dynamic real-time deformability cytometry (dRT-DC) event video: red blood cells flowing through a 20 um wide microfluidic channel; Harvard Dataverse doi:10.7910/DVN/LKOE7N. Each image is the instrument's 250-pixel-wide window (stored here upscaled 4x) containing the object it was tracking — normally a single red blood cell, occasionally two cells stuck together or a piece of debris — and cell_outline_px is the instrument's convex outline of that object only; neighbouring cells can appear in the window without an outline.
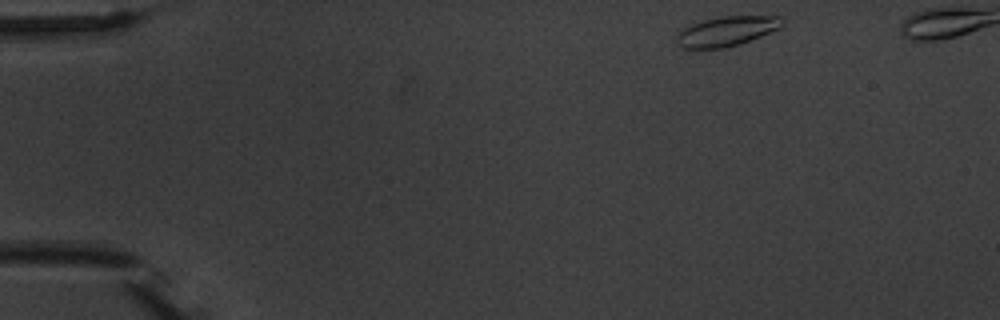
{"species": "common noctule bat (a hibernating species)", "species_latin": "Nyctalus noctula", "temperature_condition": "warm", "stored_images_in_passage": 5, "camera_frame_rate_fps": 3000, "um_per_image_px": 0.085, "animal": {"sex": "male", "body_mass_g": 20.1, "forearm_length_mm": 53.5}, "frame": {"image": 1, "passage_image": 1, "time_ms": 0.0, "image_size_px": [1000, 320], "cell_outline_px": [[784, 24], [780, 28], [740, 44], [724, 48], [680, 48], [676, 40], [676, 36], [684, 28], [692, 24], [704, 20], [724, 16], [784, 16]], "centroid_in_image_um": [61.8, 2.65], "position_along_channel_um": 23.2, "area_um2": 18.21}}
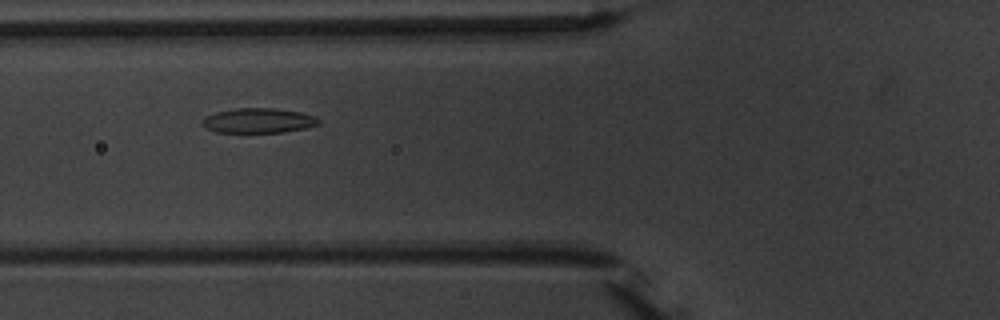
{"frame": {"image": 2, "passage_image": 5, "time_ms": 4.667, "image_size_px": [1000, 320], "cell_outline_px": [[320, 124], [304, 128], [284, 132], [216, 132], [204, 128], [200, 124], [200, 120], [204, 116], [216, 112], [236, 108], [272, 108], [300, 112], [316, 116], [320, 120]], "centroid_in_image_um": [21.91, 10.25], "position_along_channel_um": 103.9, "area_um2": 16.99}}